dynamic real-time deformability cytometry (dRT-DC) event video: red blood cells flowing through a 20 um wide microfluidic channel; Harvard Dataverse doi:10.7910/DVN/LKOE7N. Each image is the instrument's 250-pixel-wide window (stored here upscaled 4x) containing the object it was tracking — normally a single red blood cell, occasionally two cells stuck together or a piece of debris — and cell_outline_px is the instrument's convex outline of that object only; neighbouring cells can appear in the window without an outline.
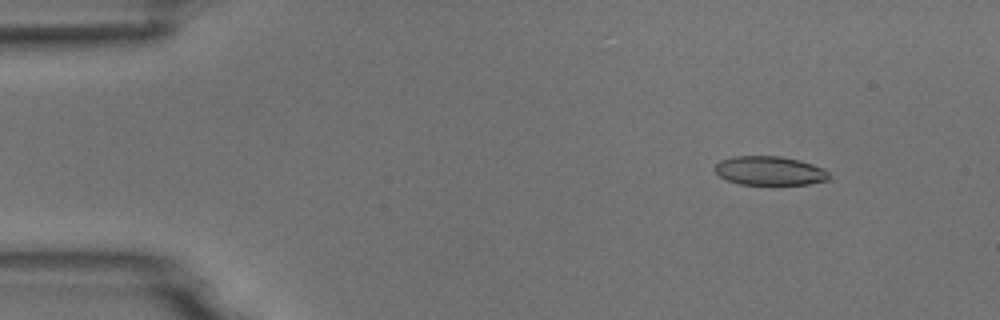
{"species": "common noctule bat (a hibernating species)", "species_latin": "Nyctalus noctula", "temperature_condition": "room temperature", "stored_images_in_passage": 4, "camera_frame_rate_fps": 3000, "um_per_image_px": 0.085, "animal": {"sex": "male", "body_mass_g": 18.8}, "frame": {"image": 1, "passage_image": 2, "time_ms": 1.0, "image_size_px": [1000, 320], "cell_outline_px": [[832, 176], [828, 180], [808, 184], [740, 184], [728, 180], [720, 176], [712, 168], [720, 160], [732, 156], [780, 156], [800, 160], [824, 168]], "centroid_in_image_um": [65.43, 14.5], "position_along_channel_um": 19.6, "area_um2": 19.36}}
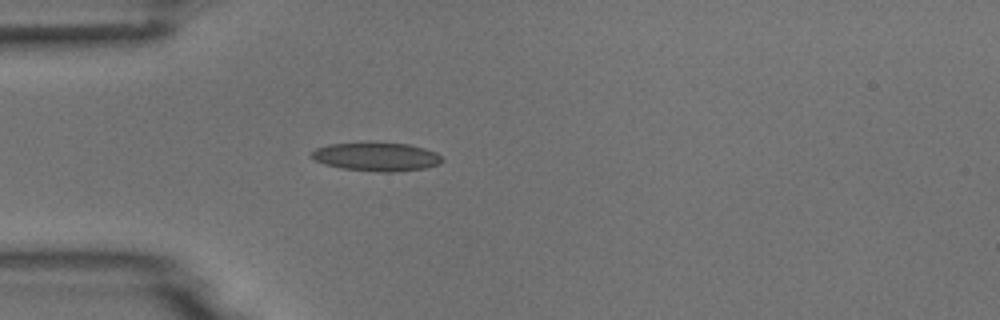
{"frame": {"image": 2, "passage_image": 4, "time_ms": 4.0, "image_size_px": [1000, 320], "cell_outline_px": [[444, 160], [440, 164], [424, 168], [396, 172], [380, 172], [340, 168], [324, 164], [308, 156], [308, 152], [316, 148], [328, 144], [368, 140], [408, 144], [424, 148], [436, 152]], "centroid_in_image_um": [31.94, 13.28], "position_along_channel_um": 53.1, "area_um2": 22.66}}